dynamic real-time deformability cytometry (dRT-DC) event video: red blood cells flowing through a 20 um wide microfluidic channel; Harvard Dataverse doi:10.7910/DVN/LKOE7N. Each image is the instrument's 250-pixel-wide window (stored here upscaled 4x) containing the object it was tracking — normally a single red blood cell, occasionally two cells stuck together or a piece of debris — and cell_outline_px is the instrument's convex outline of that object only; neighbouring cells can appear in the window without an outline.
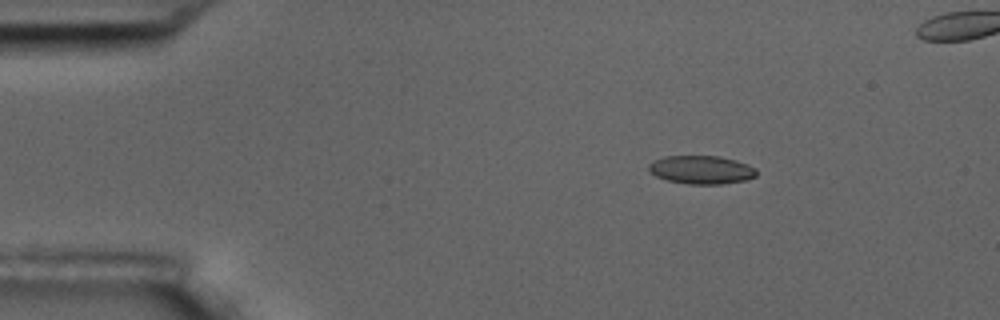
{"species": "common noctule bat (a hibernating species)", "species_latin": "Nyctalus noctula", "temperature_condition": "room temperature", "stored_images_in_passage": 6, "camera_frame_rate_fps": 3000, "um_per_image_px": 0.085, "animal": {"sex": "male", "body_mass_g": 17.5, "forearm_length_mm": 52.3}, "frame": {"image": 1, "passage_image": 3, "time_ms": 2.333, "image_size_px": [1000, 320], "cell_outline_px": [[756, 176], [744, 180], [720, 184], [688, 184], [668, 180], [656, 176], [648, 172], [648, 164], [664, 156], [720, 156], [736, 160], [756, 168]], "centroid_in_image_um": [59.59, 14.43], "position_along_channel_um": 25.4, "area_um2": 17.74}}